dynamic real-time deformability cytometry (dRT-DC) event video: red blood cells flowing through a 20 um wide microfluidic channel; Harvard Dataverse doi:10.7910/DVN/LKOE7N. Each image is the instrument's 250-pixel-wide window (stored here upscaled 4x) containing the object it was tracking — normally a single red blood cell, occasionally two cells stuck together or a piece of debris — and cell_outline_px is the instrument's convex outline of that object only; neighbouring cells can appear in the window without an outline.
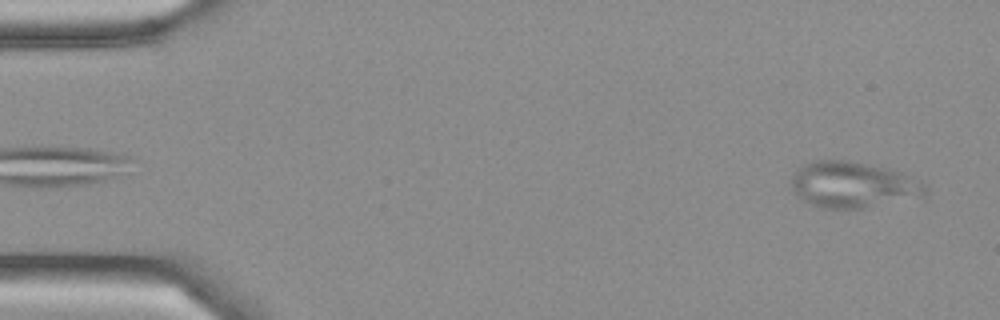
{"species": "Egyptian fruit bat (a non-hibernating species)", "species_latin": "Rousettus aegyptiacus", "temperature_condition": "cold", "stored_images_in_passage": 51, "camera_frame_rate_fps": 3000, "um_per_image_px": 0.085, "frame": {"image": 1, "passage_image": 2, "time_ms": 0.333, "image_size_px": [1000, 320], "cell_outline_px": [[928, 192], [924, 196], [864, 208], [824, 208], [800, 200], [796, 196], [792, 188], [792, 176], [804, 164], [812, 160], [848, 160], [884, 168], [900, 172], [920, 180], [928, 188]], "centroid_in_image_um": [72.5, 15.71], "position_along_channel_um": 12.5, "area_um2": 35.84}}
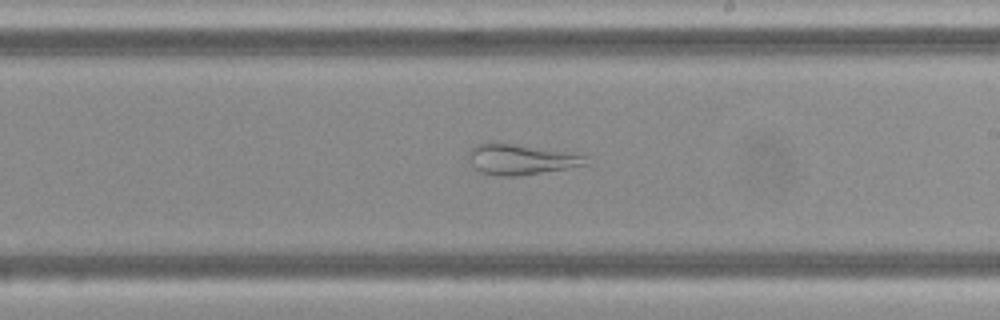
{"frame": {"image": 2, "passage_image": 29, "time_ms": 9.333, "image_size_px": [1000, 320], "cell_outline_px": [[588, 164], [516, 176], [500, 176], [480, 172], [472, 164], [468, 156], [468, 152], [476, 144], [492, 140], [588, 156]], "centroid_in_image_um": [44.19, 13.52], "position_along_channel_um": 244.8, "area_um2": 20.63}}
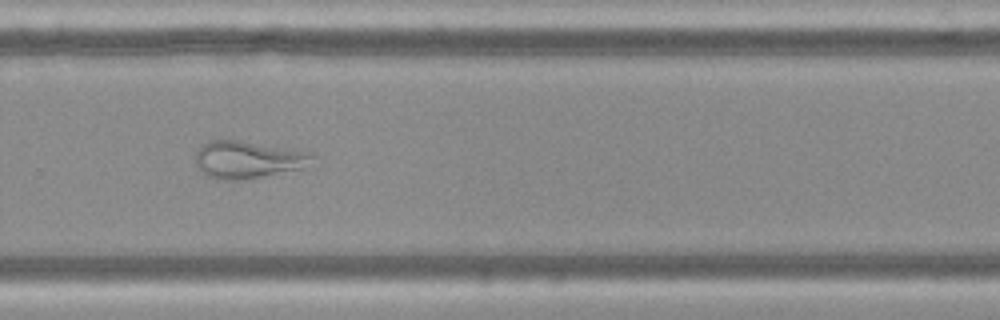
{"frame": {"image": 3, "passage_image": 34, "time_ms": 11.0, "image_size_px": [1000, 320], "cell_outline_px": [[316, 156], [300, 168], [260, 176], [236, 180], [216, 180], [208, 176], [196, 164], [196, 152], [208, 140], [240, 140], [312, 152]], "centroid_in_image_um": [21.03, 13.55], "position_along_channel_um": 308.8, "area_um2": 24.91}}